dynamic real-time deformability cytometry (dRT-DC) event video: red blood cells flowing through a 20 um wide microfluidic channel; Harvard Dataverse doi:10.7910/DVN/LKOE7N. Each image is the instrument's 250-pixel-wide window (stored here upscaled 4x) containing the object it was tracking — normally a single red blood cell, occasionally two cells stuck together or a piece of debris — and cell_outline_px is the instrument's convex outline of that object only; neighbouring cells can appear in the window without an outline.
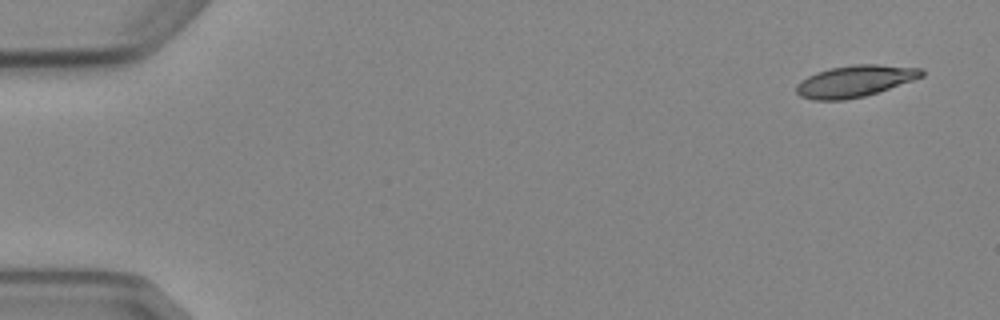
{"species": "Egyptian fruit bat (a non-hibernating species)", "species_latin": "Rousettus aegyptiacus", "temperature_condition": "cold", "stored_images_in_passage": 5, "camera_frame_rate_fps": 3000, "um_per_image_px": 0.085, "animal": {"sex": "female"}, "frame": {"image": 1, "passage_image": 1, "time_ms": 0.0, "image_size_px": [1000, 320], "cell_outline_px": [[924, 76], [864, 96], [844, 100], [812, 100], [800, 96], [796, 92], [796, 84], [800, 80], [816, 72], [828, 68], [856, 64], [876, 64], [924, 68]], "centroid_in_image_um": [72.63, 6.89], "position_along_channel_um": 12.4, "area_um2": 23.06}}
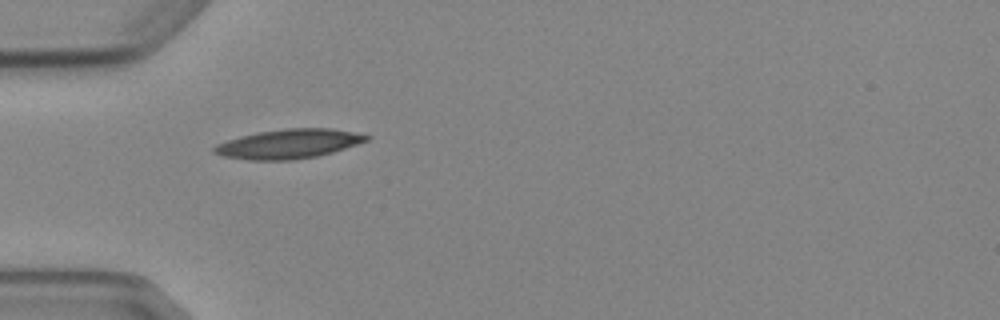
{"frame": {"image": 2, "passage_image": 5, "time_ms": 4.667, "image_size_px": [1000, 320], "cell_outline_px": [[372, 136], [368, 140], [332, 152], [316, 156], [292, 160], [248, 160], [224, 156], [212, 152], [212, 148], [216, 144], [240, 136], [256, 132], [288, 128], [332, 128]], "centroid_in_image_um": [24.5, 12.22], "position_along_channel_um": 60.5, "area_um2": 25.89}}